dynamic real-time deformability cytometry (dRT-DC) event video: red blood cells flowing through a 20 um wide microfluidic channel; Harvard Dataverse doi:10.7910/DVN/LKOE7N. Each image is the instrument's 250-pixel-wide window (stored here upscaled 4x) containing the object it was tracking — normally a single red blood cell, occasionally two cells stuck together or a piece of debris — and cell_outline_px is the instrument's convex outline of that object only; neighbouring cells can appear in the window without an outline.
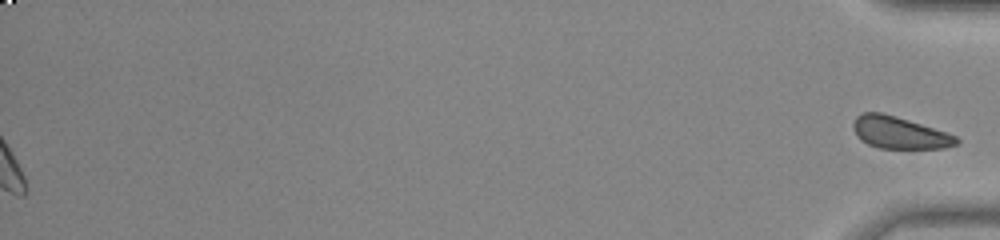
{"species": "common noctule bat (a hibernating species)", "species_latin": "Nyctalus noctula", "temperature_condition": "room temperature", "stored_images_in_passage": 52, "segment_of_instrument_passage": [2, 2], "camera_frame_rate_fps": 3000, "um_per_image_px": 0.085, "animal": {"sex": "male", "body_mass_g": 20.0, "forearm_length_mm": 53.3}, "frame": {"image": 1, "passage_image": 52, "time_ms": 17.0, "image_size_px": [1000, 240], "cell_outline_px": [[960, 140], [956, 144], [944, 148], [880, 148], [868, 144], [860, 140], [856, 136], [852, 128], [852, 124], [856, 116], [864, 112], [880, 112], [896, 116], [956, 136]], "centroid_in_image_um": [76.38, 11.27], "position_along_channel_um": 358.8, "area_um2": 19.07}}